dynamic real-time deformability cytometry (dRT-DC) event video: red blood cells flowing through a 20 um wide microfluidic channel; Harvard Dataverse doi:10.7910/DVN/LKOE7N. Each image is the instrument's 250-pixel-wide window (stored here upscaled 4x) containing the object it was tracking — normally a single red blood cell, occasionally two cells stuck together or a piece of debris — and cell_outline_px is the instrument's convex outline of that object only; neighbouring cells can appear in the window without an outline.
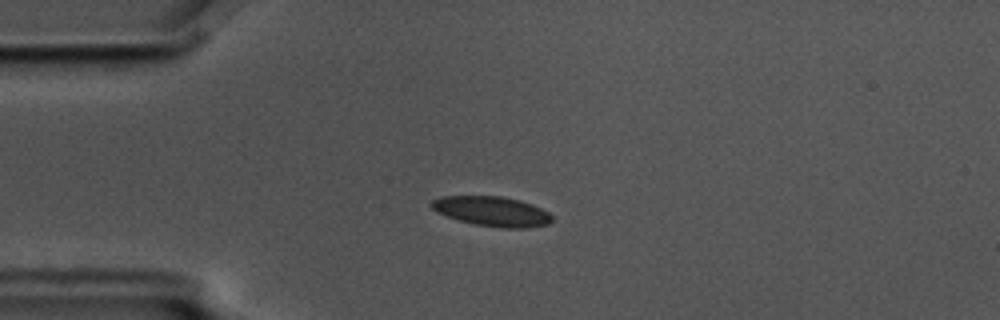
{"species": "common noctule bat (a hibernating species)", "species_latin": "Nyctalus noctula", "temperature_condition": "cold", "stored_images_in_passage": 12, "camera_frame_rate_fps": 3000, "um_per_image_px": 0.085, "animal": {"sex": "male", "body_mass_g": 17.5, "forearm_length_mm": 52.3}, "frame": {"image": 1, "passage_image": 1, "time_ms": 0.0, "image_size_px": [1000, 320], "cell_outline_px": [[552, 220], [548, 224], [524, 228], [504, 228], [476, 224], [460, 220], [436, 212], [432, 208], [432, 200], [440, 196], [500, 196], [520, 200], [532, 204], [548, 212], [552, 216]], "centroid_in_image_um": [41.83, 17.95], "position_along_channel_um": 43.2, "area_um2": 20.69}}
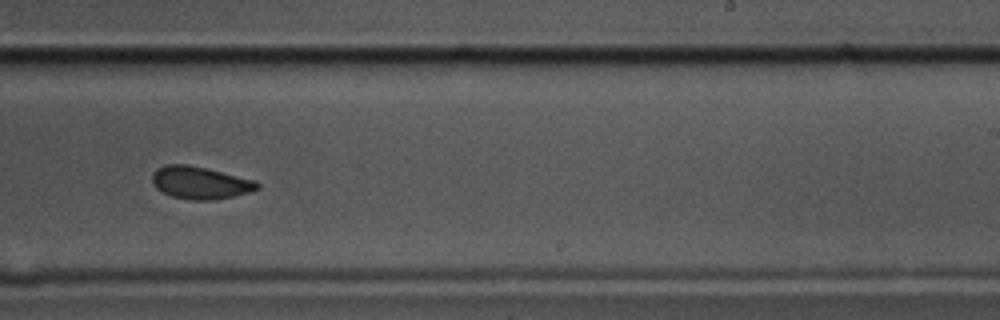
{"frame": {"image": 2, "passage_image": 7, "time_ms": 2.0, "image_size_px": [1000, 320], "cell_outline_px": [[260, 188], [248, 192], [232, 196], [212, 200], [192, 200], [172, 196], [156, 188], [152, 184], [152, 172], [156, 168], [164, 164], [184, 164], [204, 168], [252, 180], [260, 184]], "centroid_in_image_um": [16.94, 15.53], "position_along_channel_um": 272.1, "area_um2": 19.54}}
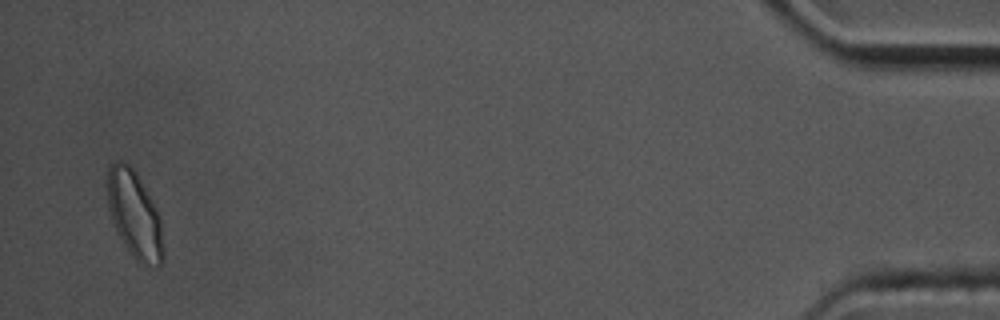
{"frame": {"image": 3, "passage_image": 12, "time_ms": 3.667, "image_size_px": [1000, 320], "cell_outline_px": [[164, 260], [160, 268], [148, 268], [140, 264], [132, 256], [124, 244], [112, 224], [108, 208], [108, 168], [116, 160], [124, 160], [136, 172], [152, 200], [156, 208], [160, 220], [164, 248]], "centroid_in_image_um": [11.46, 18.32], "position_along_channel_um": 423.7, "area_um2": 28.78}}